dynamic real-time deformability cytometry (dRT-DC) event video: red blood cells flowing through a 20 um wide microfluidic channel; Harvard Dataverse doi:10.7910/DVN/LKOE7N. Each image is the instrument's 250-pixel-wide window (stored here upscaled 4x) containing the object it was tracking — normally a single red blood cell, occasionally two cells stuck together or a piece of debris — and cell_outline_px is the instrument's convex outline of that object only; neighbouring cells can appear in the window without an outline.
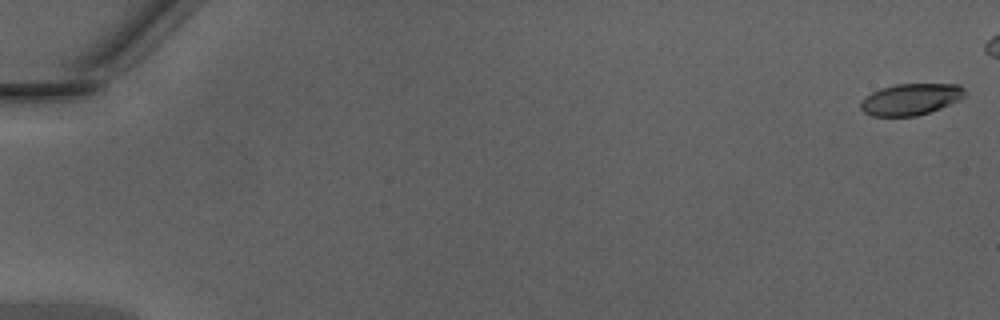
{"species": "Egyptian fruit bat (a non-hibernating species)", "species_latin": "Rousettus aegyptiacus", "temperature_condition": "warm", "stored_images_in_passage": 44, "camera_frame_rate_fps": 3000, "um_per_image_px": 0.085, "animal": {"sex": "male"}, "frame": {"image": 1, "passage_image": 1, "time_ms": 0.0, "image_size_px": [1000, 320], "cell_outline_px": [[968, 92], [960, 100], [940, 108], [916, 116], [872, 116], [864, 112], [860, 108], [860, 100], [864, 96], [880, 88], [896, 84], [960, 84]], "centroid_in_image_um": [77.41, 8.43], "position_along_channel_um": 7.6, "area_um2": 19.31}}
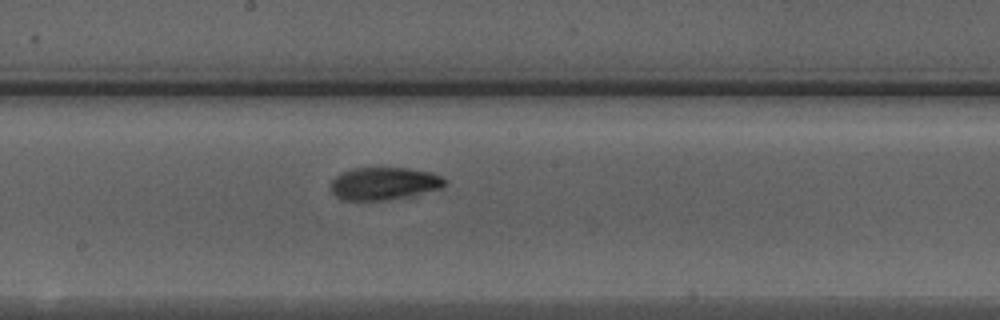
{"frame": {"image": 2, "passage_image": 28, "time_ms": 9.0, "image_size_px": [1000, 320], "cell_outline_px": [[448, 180], [440, 188], [412, 196], [384, 200], [340, 200], [332, 192], [332, 180], [340, 172], [352, 168], [408, 168], [432, 172]], "centroid_in_image_um": [32.64, 15.6], "position_along_channel_um": 215.6, "area_um2": 21.73}}
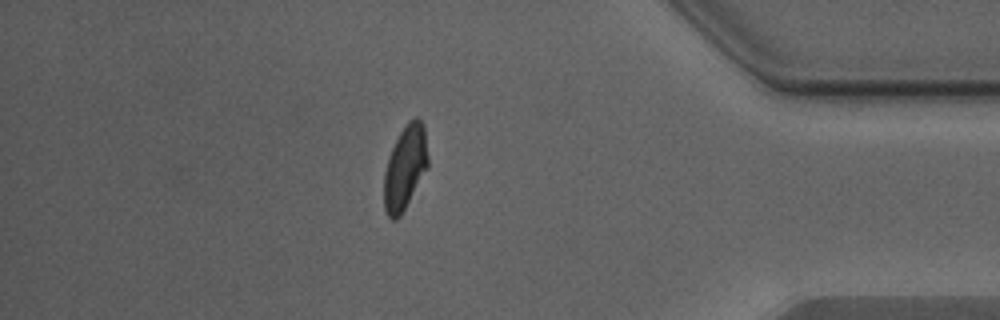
{"frame": {"image": 3, "passage_image": 43, "time_ms": 14.0, "image_size_px": [1000, 320], "cell_outline_px": [[428, 168], [400, 216], [396, 220], [392, 220], [388, 216], [384, 208], [384, 172], [388, 156], [400, 132], [408, 120], [416, 116], [424, 124], [428, 156]], "centroid_in_image_um": [34.43, 14.23], "position_along_channel_um": 400.8, "area_um2": 21.62}}